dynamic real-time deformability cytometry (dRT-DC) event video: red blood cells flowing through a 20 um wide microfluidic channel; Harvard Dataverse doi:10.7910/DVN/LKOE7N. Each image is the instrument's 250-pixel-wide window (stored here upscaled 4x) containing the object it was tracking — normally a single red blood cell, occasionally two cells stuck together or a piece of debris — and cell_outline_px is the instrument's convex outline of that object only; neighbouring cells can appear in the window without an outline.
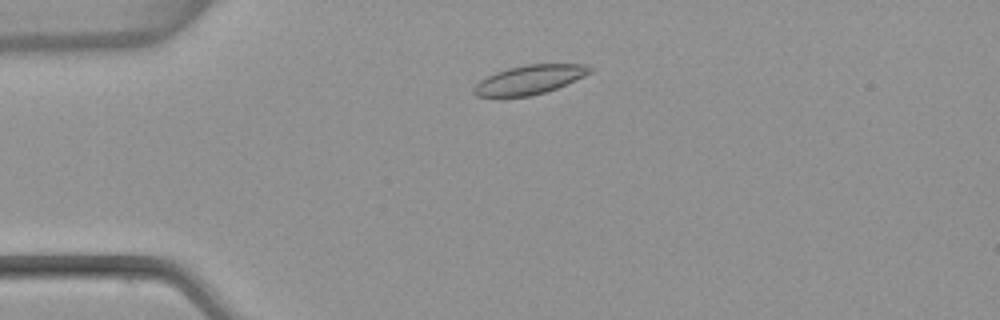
{"species": "common noctule bat (a hibernating species)", "species_latin": "Nyctalus noctula", "temperature_condition": "warm", "stored_images_in_passage": 4, "camera_frame_rate_fps": 3000, "um_per_image_px": 0.085, "animal": {"sex": "female", "body_mass_g": 22.7, "forearm_length_mm": 54.2}, "frame": {"image": 1, "passage_image": 2, "time_ms": 0.333, "image_size_px": [1000, 320], "cell_outline_px": [[596, 68], [592, 72], [576, 80], [556, 88], [532, 96], [500, 100], [476, 96], [472, 92], [472, 88], [480, 80], [496, 72], [508, 68], [524, 64], [584, 64]], "centroid_in_image_um": [44.95, 6.82], "position_along_channel_um": 40.1, "area_um2": 20.46}}
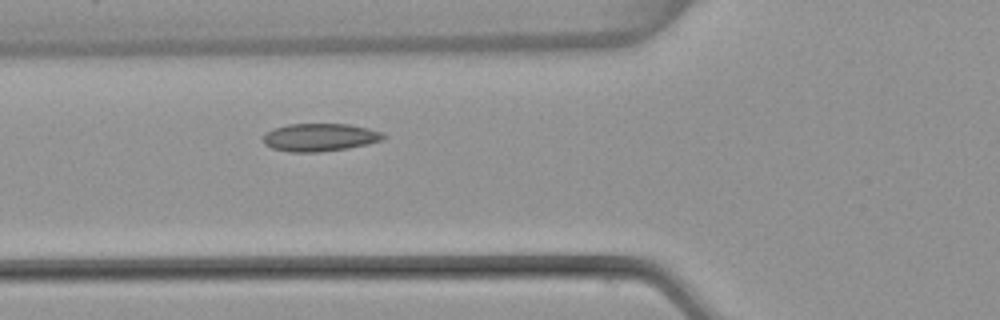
{"frame": {"image": 2, "passage_image": 4, "time_ms": 1.0, "image_size_px": [1000, 320], "cell_outline_px": [[388, 136], [384, 140], [368, 144], [348, 148], [320, 152], [288, 152], [272, 148], [264, 144], [264, 136], [272, 128], [288, 124], [348, 124], [368, 128], [380, 132]], "centroid_in_image_um": [27.21, 11.68], "position_along_channel_um": 98.6, "area_um2": 19.59}}